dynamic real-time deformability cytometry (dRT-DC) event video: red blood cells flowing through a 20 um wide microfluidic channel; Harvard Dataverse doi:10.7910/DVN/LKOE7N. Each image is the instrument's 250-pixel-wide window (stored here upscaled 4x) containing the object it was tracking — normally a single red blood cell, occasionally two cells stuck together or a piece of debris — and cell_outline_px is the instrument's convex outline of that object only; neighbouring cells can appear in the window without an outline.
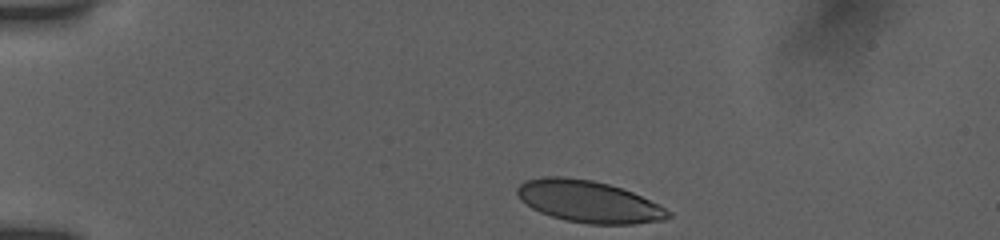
{"species": "human", "species_latin": "Homo sapiens", "temperature_condition": "room temperature", "stored_images_in_passage": 12, "camera_frame_rate_fps": 3000, "um_per_image_px": 0.085, "donor": {"sex": "female"}, "frame": {"image": 1, "passage_image": 1, "time_ms": 0.0, "image_size_px": [1000, 240], "cell_outline_px": [[672, 216], [664, 220], [632, 224], [588, 224], [564, 220], [540, 212], [532, 208], [520, 200], [516, 192], [516, 188], [524, 180], [544, 176], [564, 176], [592, 180], [608, 184], [632, 192], [672, 212]], "centroid_in_image_um": [49.99, 17.13], "position_along_channel_um": 35.0, "area_um2": 36.76}}
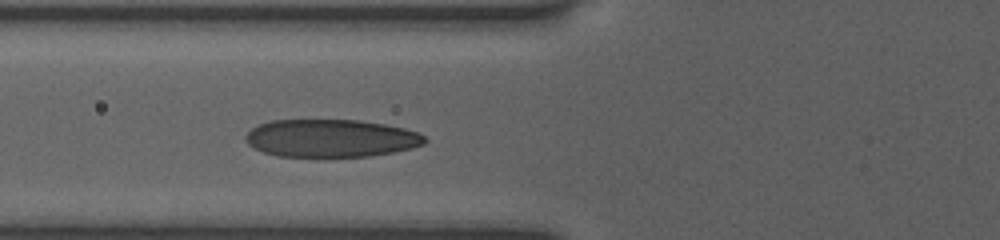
{"frame": {"image": 2, "passage_image": 9, "time_ms": 3.333, "image_size_px": [1000, 240], "cell_outline_px": [[428, 140], [424, 144], [412, 148], [392, 152], [368, 156], [280, 156], [264, 152], [248, 144], [244, 140], [244, 136], [252, 128], [260, 124], [272, 120], [360, 120], [384, 124], [404, 128], [420, 132]], "centroid_in_image_um": [28.15, 11.74], "position_along_channel_um": 97.6, "area_um2": 39.3}}
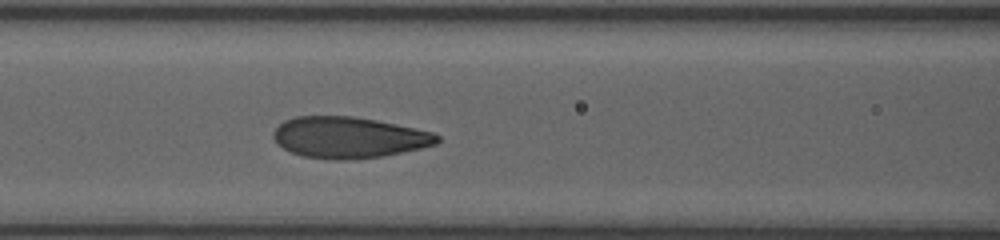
{"frame": {"image": 3, "passage_image": 12, "time_ms": 4.333, "image_size_px": [1000, 240], "cell_outline_px": [[440, 140], [436, 144], [420, 148], [384, 156], [344, 160], [336, 160], [300, 156], [276, 144], [272, 136], [272, 132], [284, 120], [296, 116], [352, 116], [376, 120], [432, 132], [440, 136]], "centroid_in_image_um": [29.61, 11.68], "position_along_channel_um": 137.0, "area_um2": 39.3}}